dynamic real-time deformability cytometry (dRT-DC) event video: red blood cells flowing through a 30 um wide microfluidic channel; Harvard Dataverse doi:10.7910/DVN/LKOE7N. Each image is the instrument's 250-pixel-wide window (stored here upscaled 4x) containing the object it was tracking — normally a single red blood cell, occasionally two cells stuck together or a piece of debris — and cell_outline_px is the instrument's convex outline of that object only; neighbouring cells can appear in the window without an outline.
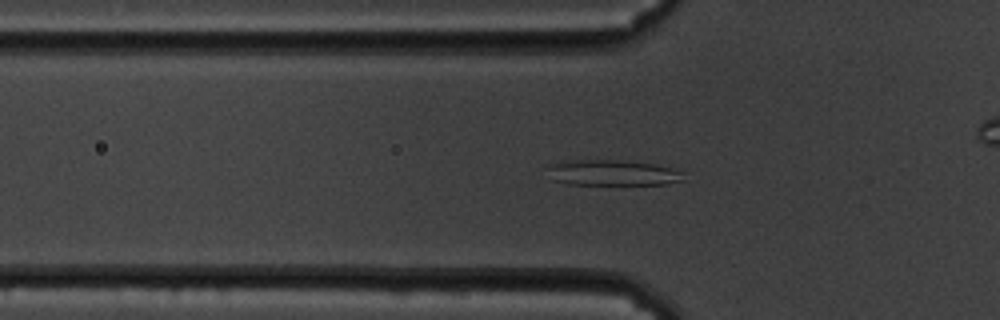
{"species": "common noctule bat (a hibernating species)", "species_latin": "Nyctalus noctula", "temperature_condition": "cold", "stored_images_in_passage": 60, "camera_frame_rate_fps": 3000, "um_per_image_px": 0.085, "animal": {"sex": "male", "body_mass_g": 19.5, "forearm_length_mm": 54.6}, "frame": {"image": 1, "passage_image": 20, "time_ms": 6.333, "image_size_px": [1000, 320], "cell_outline_px": [[684, 180], [668, 184], [568, 184], [552, 180], [548, 168], [552, 164], [560, 160], [616, 160], [656, 164], [684, 172]], "centroid_in_image_um": [52.07, 14.68], "position_along_channel_um": 73.7, "area_um2": 20.35}}
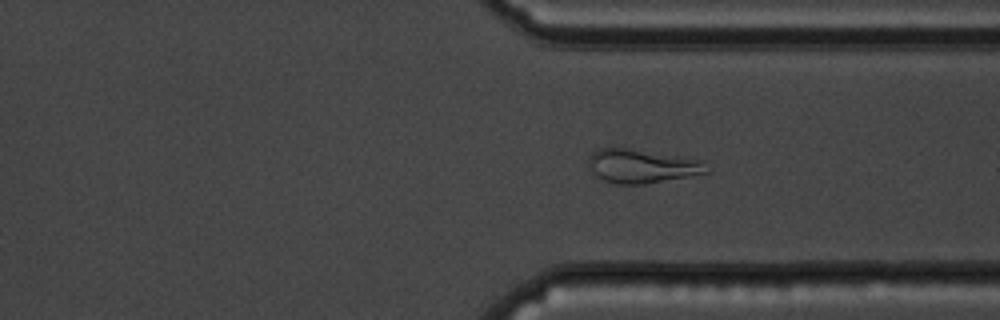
{"frame": {"image": 2, "passage_image": 45, "time_ms": 14.667, "image_size_px": [1000, 320], "cell_outline_px": [[708, 172], [692, 176], [644, 184], [616, 184], [604, 180], [596, 176], [592, 172], [588, 164], [588, 156], [592, 152], [600, 148], [628, 148], [704, 160]], "centroid_in_image_um": [54.54, 14.12], "position_along_channel_um": 356.9, "area_um2": 23.29}}
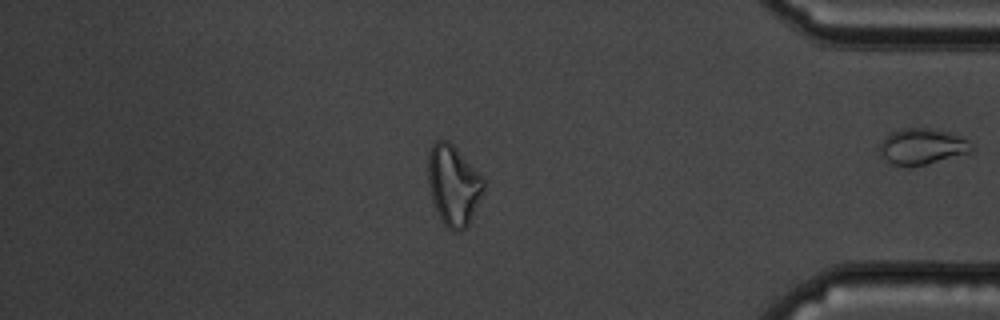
{"frame": {"image": 3, "passage_image": 51, "time_ms": 16.667, "image_size_px": [1000, 320], "cell_outline_px": [[484, 188], [468, 228], [460, 232], [452, 232], [440, 220], [432, 200], [428, 184], [428, 152], [432, 144], [436, 140], [448, 140], [456, 148], [484, 180]], "centroid_in_image_um": [38.51, 15.78], "position_along_channel_um": 396.7, "area_um2": 26.01}, "authors_computed_cell_mechanics": {"area_um2": 24.8829, "velocity_mm_per_s": 3.3939, "shape_relaxation_time_tau1_ms": null, "shape_relaxation_time_tau2_ms": 3.0688, "deformation_change_tau1": null, "deformation_change_tau2": 0.1223}}